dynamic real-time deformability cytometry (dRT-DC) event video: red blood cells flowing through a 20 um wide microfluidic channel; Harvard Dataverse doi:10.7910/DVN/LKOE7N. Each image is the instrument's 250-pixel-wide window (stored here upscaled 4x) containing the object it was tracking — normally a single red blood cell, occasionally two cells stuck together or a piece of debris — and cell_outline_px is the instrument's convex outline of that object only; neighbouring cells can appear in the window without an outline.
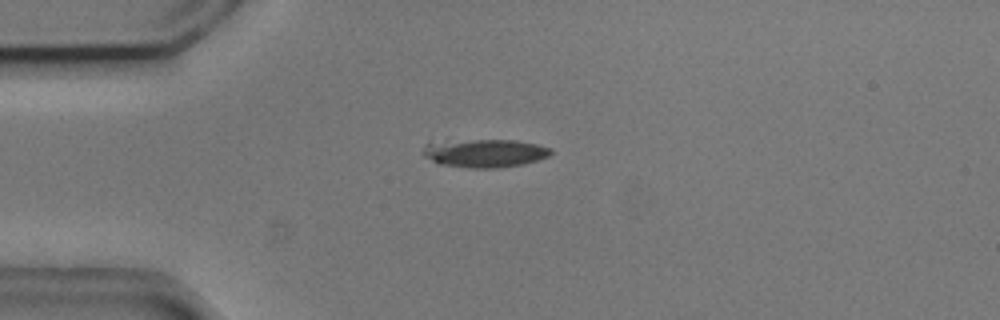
{"species": "common noctule bat (a hibernating species)", "species_latin": "Nyctalus noctula", "temperature_condition": "cold", "stored_images_in_passage": 42, "camera_frame_rate_fps": 3000, "um_per_image_px": 0.085, "animal": {"sex": "male", "body_mass_g": 20.5, "forearm_length_mm": 52.5}, "frame": {"image": 1, "passage_image": 1, "time_ms": 0.0, "image_size_px": [1000, 320], "cell_outline_px": [[552, 152], [548, 156], [524, 164], [496, 168], [468, 168], [440, 164], [424, 156], [424, 148], [428, 140], [448, 136], [516, 140], [536, 144], [552, 148]], "centroid_in_image_um": [41.06, 12.93], "position_along_channel_um": 43.9, "area_um2": 22.54}}
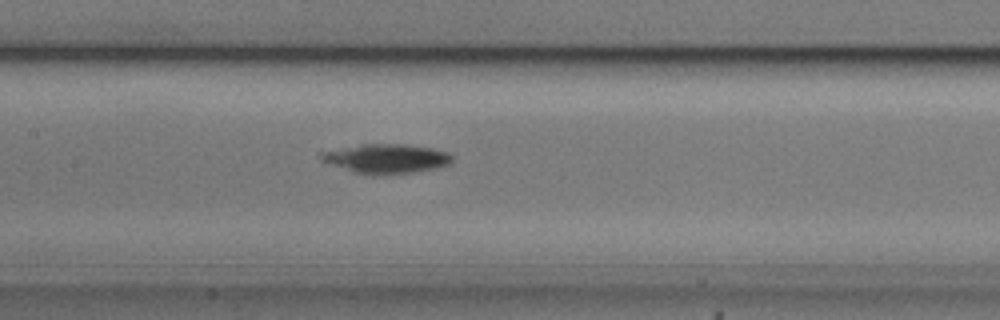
{"frame": {"image": 2, "passage_image": 13, "time_ms": 4.0, "image_size_px": [1000, 320], "cell_outline_px": [[452, 164], [436, 168], [416, 172], [380, 176], [372, 176], [352, 172], [324, 164], [320, 160], [316, 152], [364, 144], [404, 144], [432, 148], [448, 152], [452, 156]], "centroid_in_image_um": [32.75, 13.51], "position_along_channel_um": 174.7, "area_um2": 23.24}}
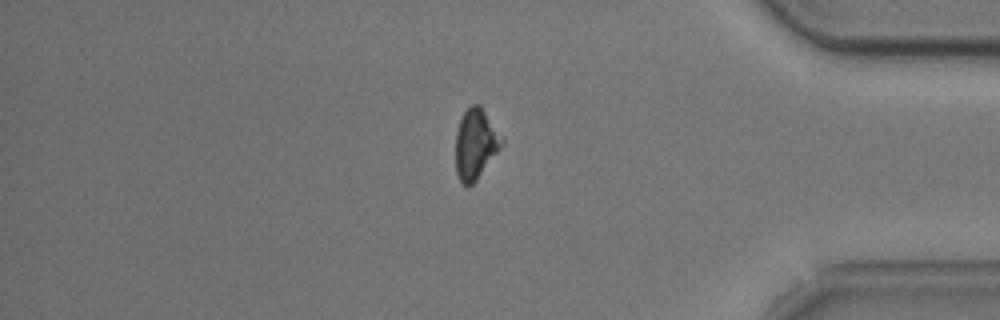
{"frame": {"image": 3, "passage_image": 33, "time_ms": 10.667, "image_size_px": [1000, 320], "cell_outline_px": [[504, 144], [476, 180], [468, 188], [460, 180], [456, 172], [456, 132], [460, 120], [464, 112], [472, 104], [480, 104], [504, 136]], "centroid_in_image_um": [40.46, 12.21], "position_along_channel_um": 394.7, "area_um2": 19.07}}